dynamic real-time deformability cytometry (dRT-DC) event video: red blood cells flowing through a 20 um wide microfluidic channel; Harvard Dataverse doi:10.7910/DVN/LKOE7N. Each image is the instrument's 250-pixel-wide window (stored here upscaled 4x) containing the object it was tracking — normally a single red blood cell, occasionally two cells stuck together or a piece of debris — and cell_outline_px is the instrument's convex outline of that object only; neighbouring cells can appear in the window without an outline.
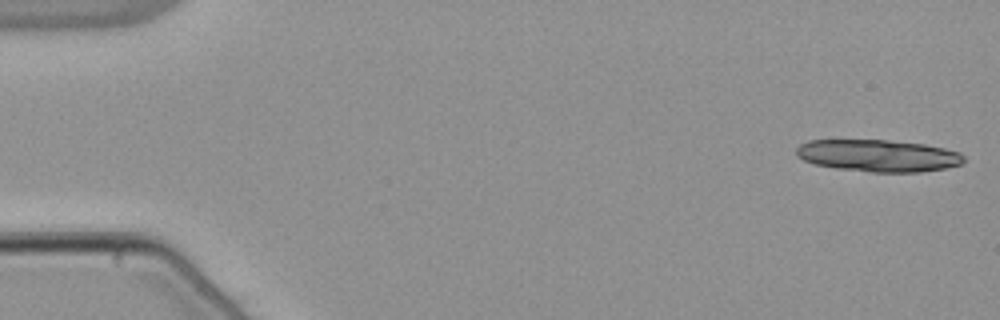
{"species": "common noctule bat (a hibernating species)", "species_latin": "Nyctalus noctula", "temperature_condition": "warm", "stored_images_in_passage": 15, "camera_frame_rate_fps": 3000, "um_per_image_px": 0.085, "animal": {"sex": "male", "body_mass_g": 21.5, "forearm_length_mm": 52.0}, "frame": {"image": 1, "passage_image": 1, "time_ms": 0.0, "image_size_px": [1000, 320], "cell_outline_px": [[964, 160], [960, 164], [944, 168], [920, 172], [872, 172], [836, 168], [816, 164], [804, 160], [796, 156], [796, 148], [800, 144], [808, 140], [888, 140], [924, 144], [944, 148], [960, 152], [964, 156]], "centroid_in_image_um": [74.63, 13.22], "position_along_channel_um": 10.4, "area_um2": 31.21}}